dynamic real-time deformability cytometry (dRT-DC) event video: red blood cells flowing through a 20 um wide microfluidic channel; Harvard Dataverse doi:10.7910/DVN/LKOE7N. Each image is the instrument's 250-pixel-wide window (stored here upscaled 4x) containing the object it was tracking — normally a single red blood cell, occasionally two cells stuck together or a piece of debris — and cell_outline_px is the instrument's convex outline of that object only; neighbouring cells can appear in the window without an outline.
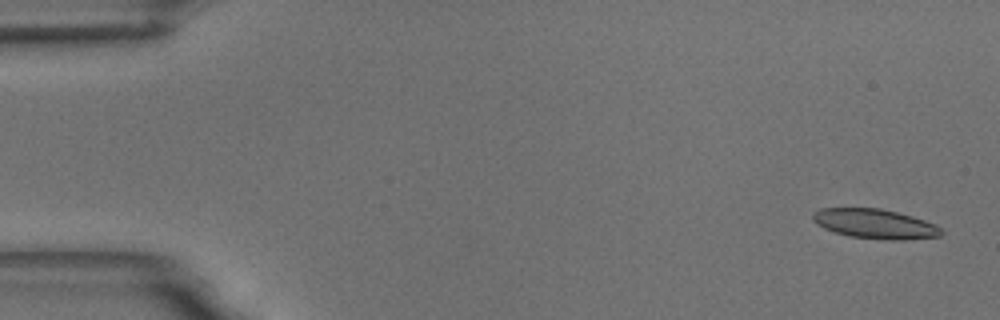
{"species": "common noctule bat (a hibernating species)", "species_latin": "Nyctalus noctula", "temperature_condition": "room temperature", "stored_images_in_passage": 25, "camera_frame_rate_fps": 3000, "um_per_image_px": 0.085, "animal": {"sex": "male", "body_mass_g": 18.8}, "frame": {"image": 1, "passage_image": 2, "time_ms": 0.333, "image_size_px": [1000, 320], "cell_outline_px": [[944, 232], [940, 236], [904, 240], [888, 240], [848, 236], [824, 228], [816, 224], [812, 220], [812, 212], [820, 208], [880, 208], [912, 216], [936, 224]], "centroid_in_image_um": [74.36, 19.02], "position_along_channel_um": 10.6, "area_um2": 22.25}}
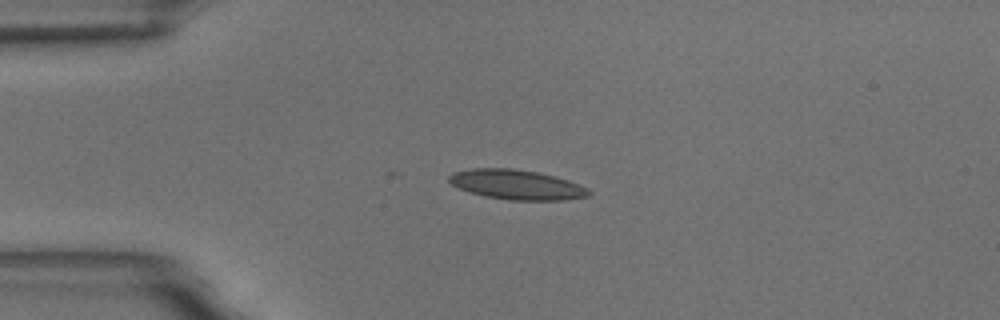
{"frame": {"image": 2, "passage_image": 13, "time_ms": 4.0, "image_size_px": [1000, 320], "cell_outline_px": [[592, 192], [588, 196], [564, 200], [508, 200], [488, 196], [472, 192], [460, 188], [452, 184], [448, 180], [448, 176], [452, 172], [472, 168], [512, 168], [536, 172], [568, 180], [580, 184], [588, 188]], "centroid_in_image_um": [43.93, 15.69], "position_along_channel_um": 41.1, "area_um2": 24.04}}
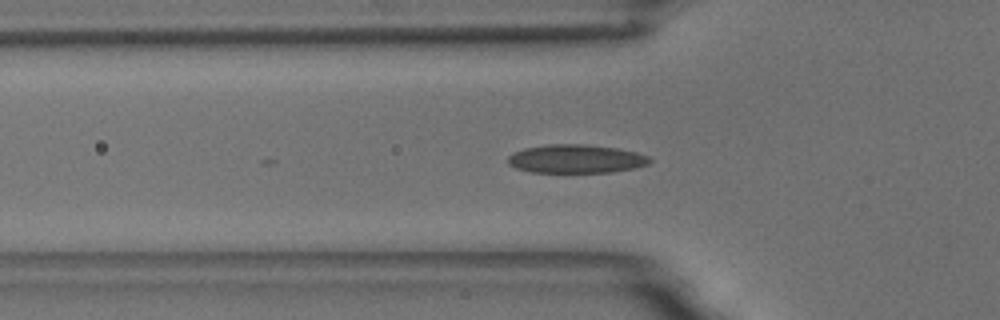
{"frame": {"image": 3, "passage_image": 18, "time_ms": 5.667, "image_size_px": [1000, 320], "cell_outline_px": [[652, 160], [648, 164], [632, 168], [612, 172], [532, 172], [516, 168], [508, 164], [508, 156], [524, 148], [548, 144], [584, 144], [616, 148], [636, 152], [648, 156]], "centroid_in_image_um": [48.95, 13.5], "position_along_channel_um": 76.8, "area_um2": 23.41}}